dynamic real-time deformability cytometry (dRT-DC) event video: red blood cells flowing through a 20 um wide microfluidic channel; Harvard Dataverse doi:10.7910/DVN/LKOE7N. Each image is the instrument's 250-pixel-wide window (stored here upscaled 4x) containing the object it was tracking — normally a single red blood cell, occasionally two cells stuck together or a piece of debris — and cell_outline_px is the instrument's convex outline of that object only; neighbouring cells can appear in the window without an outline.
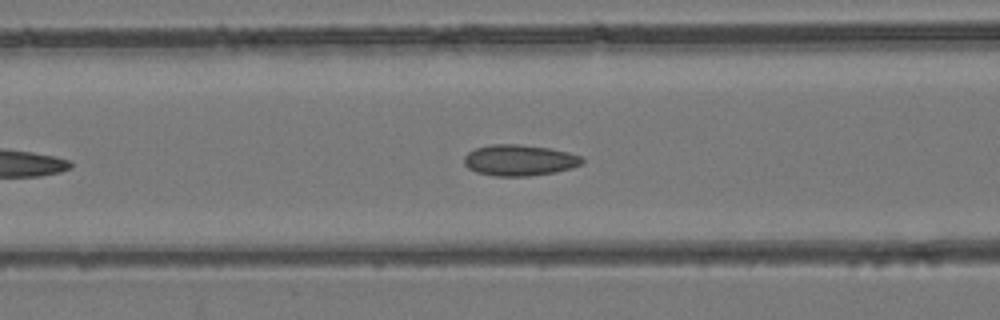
{"species": "common noctule bat (a hibernating species)", "species_latin": "Nyctalus noctula", "temperature_condition": "room temperature", "stored_images_in_passage": 16, "camera_frame_rate_fps": 3000, "um_per_image_px": 0.085, "animal": {"sex": "female", "body_mass_g": 24.6, "forearm_length_mm": 56.2}, "frame": {"image": 1, "passage_image": 4, "time_ms": 1.0, "image_size_px": [1000, 320], "cell_outline_px": [[584, 164], [572, 168], [556, 172], [528, 176], [496, 176], [476, 172], [468, 168], [464, 164], [464, 156], [468, 152], [476, 148], [492, 144], [520, 144], [548, 148], [568, 152], [580, 156], [584, 160]], "centroid_in_image_um": [44.16, 13.62], "position_along_channel_um": 122.4, "area_um2": 21.44}}
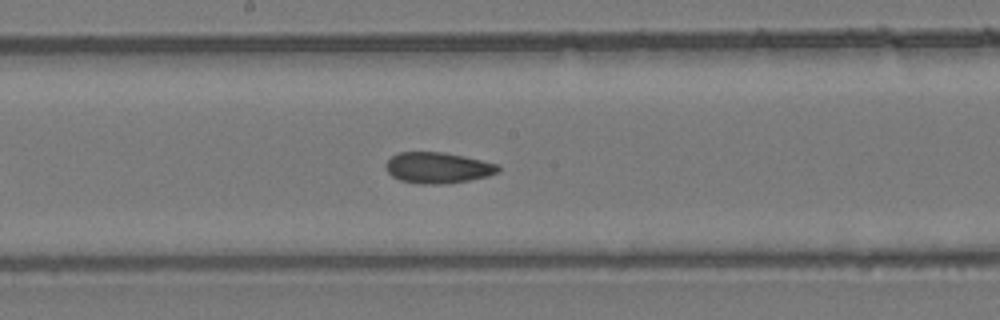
{"frame": {"image": 2, "passage_image": 10, "time_ms": 3.0, "image_size_px": [1000, 320], "cell_outline_px": [[500, 172], [488, 176], [468, 180], [444, 184], [420, 184], [400, 180], [392, 176], [388, 172], [384, 164], [392, 156], [400, 152], [444, 152], [464, 156], [500, 164]], "centroid_in_image_um": [37.24, 14.26], "position_along_channel_um": 211.0, "area_um2": 20.4}}
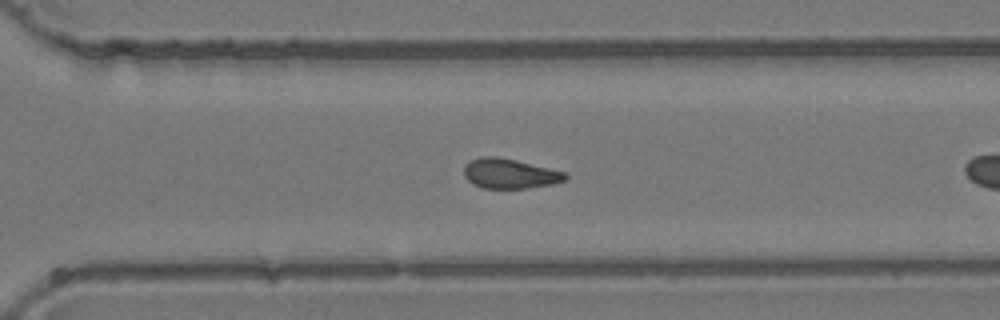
{"frame": {"image": 3, "passage_image": 15, "time_ms": 4.667, "image_size_px": [1000, 320], "cell_outline_px": [[568, 176], [564, 180], [552, 184], [528, 188], [484, 188], [472, 184], [464, 176], [464, 164], [468, 160], [480, 156], [496, 156], [516, 160], [564, 172]], "centroid_in_image_um": [43.26, 14.74], "position_along_channel_um": 327.3, "area_um2": 17.63}}